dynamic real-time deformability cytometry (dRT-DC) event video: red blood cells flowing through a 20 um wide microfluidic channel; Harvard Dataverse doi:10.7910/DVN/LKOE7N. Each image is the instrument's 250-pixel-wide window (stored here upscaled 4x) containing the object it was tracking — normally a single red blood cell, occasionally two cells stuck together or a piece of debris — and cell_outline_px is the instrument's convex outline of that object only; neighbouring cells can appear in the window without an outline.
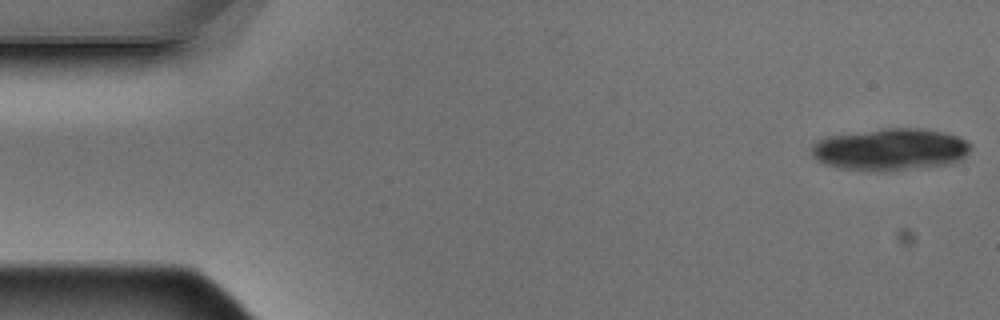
{"species": "Egyptian fruit bat (a non-hibernating species)", "species_latin": "Rousettus aegyptiacus", "temperature_condition": "warm", "stored_images_in_passage": 5, "camera_frame_rate_fps": 3000, "um_per_image_px": 0.085, "animal": {"sex": "male"}, "frame": {"image": 1, "passage_image": 1, "time_ms": 0.0, "image_size_px": [1000, 320], "cell_outline_px": [[972, 148], [964, 160], [952, 164], [908, 168], [840, 168], [824, 164], [816, 160], [812, 156], [812, 144], [816, 140], [828, 136], [880, 128], [924, 128], [944, 132], [960, 136], [972, 144]], "centroid_in_image_um": [75.75, 12.65], "position_along_channel_um": 9.3, "area_um2": 38.61}}
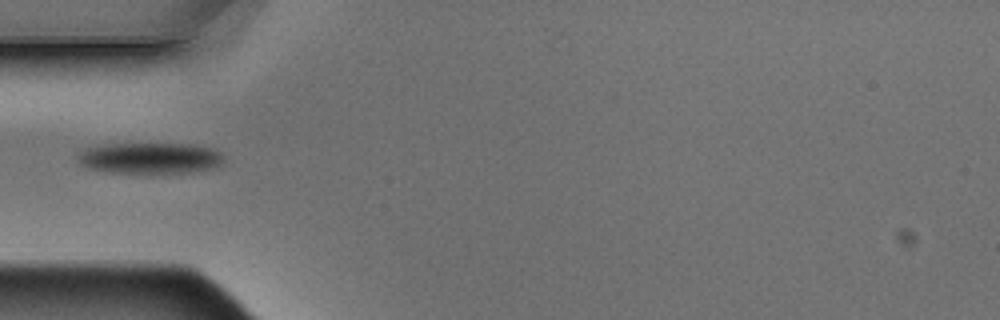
{"frame": {"image": 2, "passage_image": 5, "time_ms": 1.333, "image_size_px": [1000, 320], "cell_outline_px": [[224, 160], [216, 168], [192, 172], [152, 176], [148, 176], [108, 172], [88, 168], [80, 164], [76, 160], [76, 156], [80, 152], [88, 148], [104, 144], [188, 144], [216, 148], [224, 156]], "centroid_in_image_um": [12.78, 13.49], "position_along_channel_um": 72.2, "area_um2": 27.74}}